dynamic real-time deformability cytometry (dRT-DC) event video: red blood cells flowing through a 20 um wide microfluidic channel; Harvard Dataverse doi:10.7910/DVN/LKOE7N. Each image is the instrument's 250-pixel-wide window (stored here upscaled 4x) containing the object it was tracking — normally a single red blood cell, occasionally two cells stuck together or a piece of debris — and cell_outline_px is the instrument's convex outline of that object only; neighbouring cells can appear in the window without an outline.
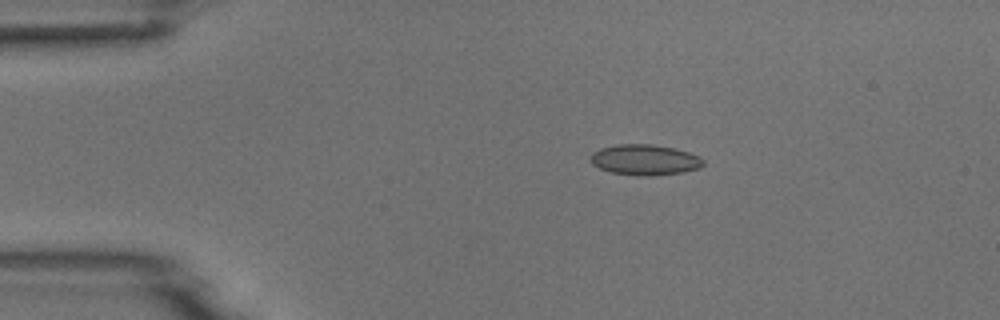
{"species": "common noctule bat (a hibernating species)", "species_latin": "Nyctalus noctula", "temperature_condition": "room temperature", "stored_images_in_passage": 6, "camera_frame_rate_fps": 3000, "um_per_image_px": 0.085, "animal": {"sex": "male", "body_mass_g": 18.8}, "frame": {"image": 1, "passage_image": 3, "time_ms": 2.333, "image_size_px": [1000, 320], "cell_outline_px": [[704, 164], [700, 168], [684, 172], [652, 176], [640, 176], [612, 172], [600, 168], [592, 164], [592, 152], [600, 148], [616, 144], [652, 144], [676, 148], [700, 156], [704, 160]], "centroid_in_image_um": [54.85, 13.58], "position_along_channel_um": 30.1, "area_um2": 20.23}}
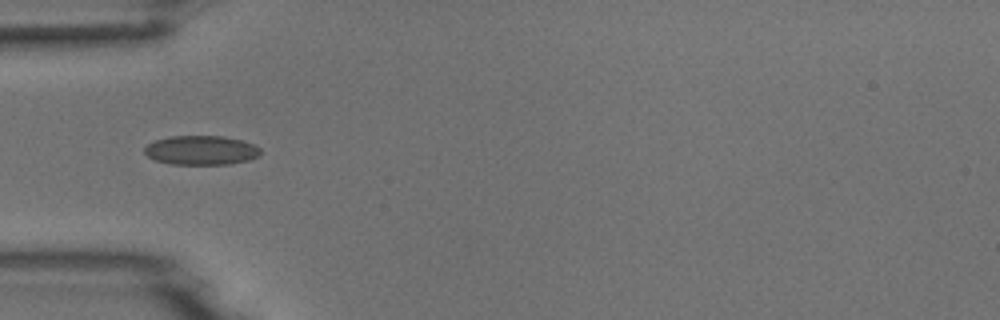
{"frame": {"image": 2, "passage_image": 5, "time_ms": 4.667, "image_size_px": [1000, 320], "cell_outline_px": [[260, 156], [248, 160], [228, 164], [172, 164], [156, 160], [148, 156], [144, 152], [144, 148], [148, 144], [156, 140], [172, 136], [224, 136], [240, 140], [252, 144], [260, 148]], "centroid_in_image_um": [17.11, 12.77], "position_along_channel_um": 67.9, "area_um2": 19.59}}